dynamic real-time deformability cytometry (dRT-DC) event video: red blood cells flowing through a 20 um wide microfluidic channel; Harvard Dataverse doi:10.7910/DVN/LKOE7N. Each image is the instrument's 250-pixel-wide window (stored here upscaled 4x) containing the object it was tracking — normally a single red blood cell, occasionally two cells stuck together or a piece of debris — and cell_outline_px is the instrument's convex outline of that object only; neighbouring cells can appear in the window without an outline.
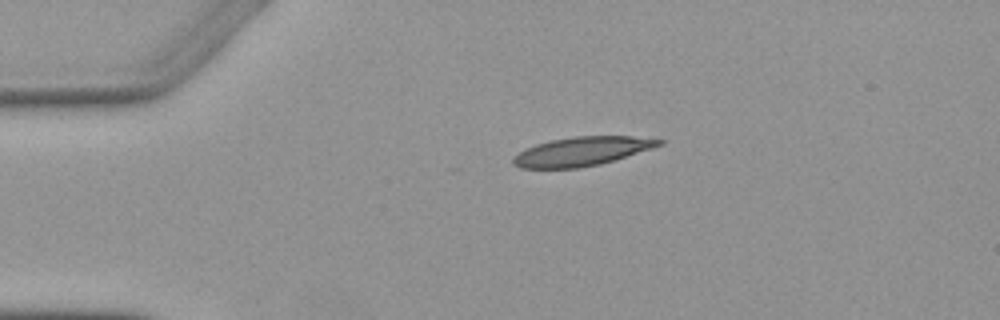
{"species": "Egyptian fruit bat (a non-hibernating species)", "species_latin": "Rousettus aegyptiacus", "temperature_condition": "warm", "stored_images_in_passage": 1, "camera_frame_rate_fps": 3000, "um_per_image_px": 0.085, "animal": {"sex": "female"}, "frame": {"image": 1, "passage_image": 1, "time_ms": 0.0, "image_size_px": [1000, 320], "cell_outline_px": [[664, 144], [652, 148], [600, 164], [576, 168], [520, 168], [512, 164], [512, 160], [520, 152], [536, 144], [552, 140], [572, 136], [632, 136], [664, 140]], "centroid_in_image_um": [49.47, 12.86], "position_along_channel_um": 35.5, "area_um2": 24.28}}